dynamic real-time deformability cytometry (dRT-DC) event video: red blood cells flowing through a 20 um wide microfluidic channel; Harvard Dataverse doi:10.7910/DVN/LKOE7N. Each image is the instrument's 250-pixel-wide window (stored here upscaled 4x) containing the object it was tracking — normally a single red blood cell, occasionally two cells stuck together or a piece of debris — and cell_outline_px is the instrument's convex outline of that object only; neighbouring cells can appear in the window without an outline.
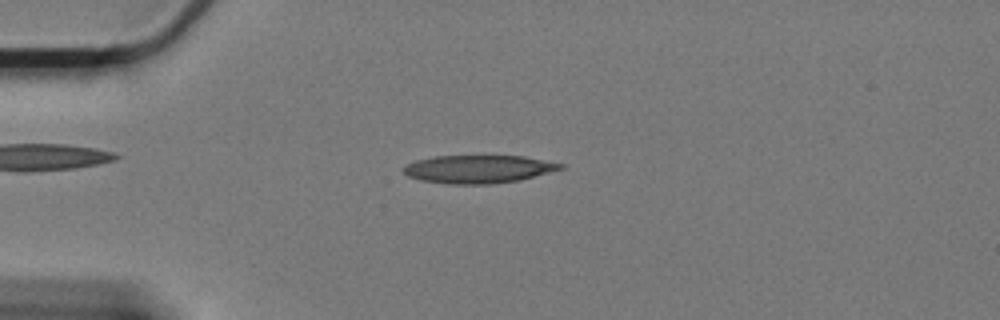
{"species": "Egyptian fruit bat (a non-hibernating species)", "species_latin": "Rousettus aegyptiacus", "temperature_condition": "cold", "stored_images_in_passage": 48, "camera_frame_rate_fps": 3000, "um_per_image_px": 0.085, "animal": {"sex": "female"}, "frame": {"image": 1, "passage_image": 3, "time_ms": 0.667, "image_size_px": [1000, 320], "cell_outline_px": [[564, 168], [520, 180], [488, 184], [448, 184], [420, 180], [408, 176], [400, 168], [416, 160], [436, 156], [524, 156], [564, 164]], "centroid_in_image_um": [40.64, 14.37], "position_along_channel_um": 44.4, "area_um2": 25.55}}
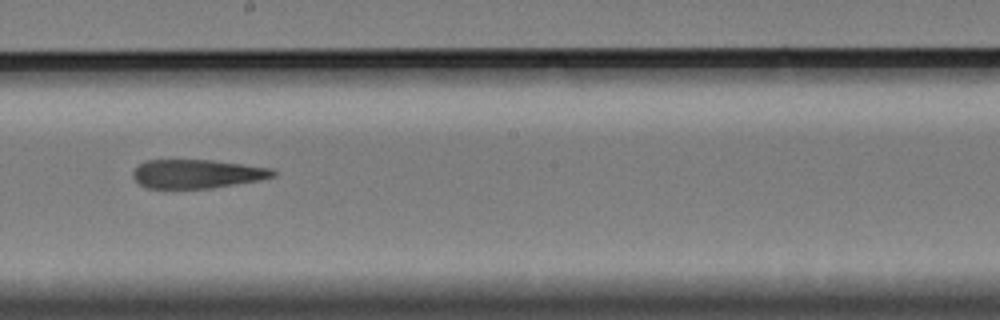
{"frame": {"image": 2, "passage_image": 22, "time_ms": 7.0, "image_size_px": [1000, 320], "cell_outline_px": [[276, 176], [260, 180], [212, 188], [148, 188], [140, 184], [132, 176], [132, 172], [144, 160], [212, 160], [272, 168], [276, 172]], "centroid_in_image_um": [16.76, 14.77], "position_along_channel_um": 231.4, "area_um2": 23.47}}
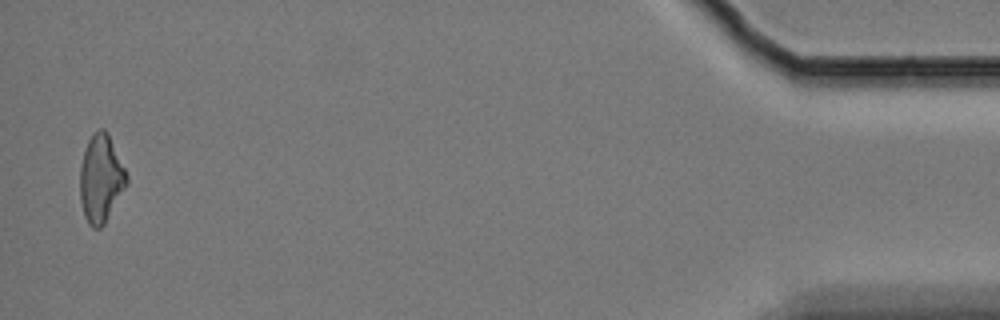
{"frame": {"image": 3, "passage_image": 47, "time_ms": 15.333, "image_size_px": [1000, 320], "cell_outline_px": [[128, 184], [104, 224], [100, 228], [92, 228], [88, 224], [84, 216], [80, 200], [80, 168], [84, 152], [88, 140], [92, 132], [100, 128], [104, 128], [108, 132], [128, 176]], "centroid_in_image_um": [8.58, 15.18], "position_along_channel_um": 426.6, "area_um2": 23.99}, "authors_computed_cell_mechanics": {"area_um2": 24.5939, "velocity_mm_per_s": 3.3173, "shape_relaxation_time_tau1_ms": 6.4396, "shape_relaxation_time_tau2_ms": 9.8222, "deformation_change_tau1": 0.1963, "deformation_change_tau2": 0.274}}